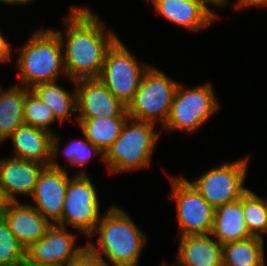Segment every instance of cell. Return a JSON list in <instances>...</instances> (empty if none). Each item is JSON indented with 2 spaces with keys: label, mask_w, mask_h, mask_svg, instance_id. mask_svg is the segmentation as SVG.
<instances>
[{
  "label": "cell",
  "mask_w": 267,
  "mask_h": 266,
  "mask_svg": "<svg viewBox=\"0 0 267 266\" xmlns=\"http://www.w3.org/2000/svg\"><path fill=\"white\" fill-rule=\"evenodd\" d=\"M96 234L97 244H94L92 239ZM147 241V235L127 211L120 206L111 205L102 214L86 243L108 266H138Z\"/></svg>",
  "instance_id": "obj_2"
},
{
  "label": "cell",
  "mask_w": 267,
  "mask_h": 266,
  "mask_svg": "<svg viewBox=\"0 0 267 266\" xmlns=\"http://www.w3.org/2000/svg\"><path fill=\"white\" fill-rule=\"evenodd\" d=\"M19 53L16 60L18 85L31 89L38 83L55 82L61 75L69 79L64 67L62 43L53 28L35 30Z\"/></svg>",
  "instance_id": "obj_3"
},
{
  "label": "cell",
  "mask_w": 267,
  "mask_h": 266,
  "mask_svg": "<svg viewBox=\"0 0 267 266\" xmlns=\"http://www.w3.org/2000/svg\"><path fill=\"white\" fill-rule=\"evenodd\" d=\"M26 249L0 215V266H25Z\"/></svg>",
  "instance_id": "obj_26"
},
{
  "label": "cell",
  "mask_w": 267,
  "mask_h": 266,
  "mask_svg": "<svg viewBox=\"0 0 267 266\" xmlns=\"http://www.w3.org/2000/svg\"><path fill=\"white\" fill-rule=\"evenodd\" d=\"M67 266H108V265L99 256L94 254L88 247H86Z\"/></svg>",
  "instance_id": "obj_28"
},
{
  "label": "cell",
  "mask_w": 267,
  "mask_h": 266,
  "mask_svg": "<svg viewBox=\"0 0 267 266\" xmlns=\"http://www.w3.org/2000/svg\"><path fill=\"white\" fill-rule=\"evenodd\" d=\"M20 243L28 249L36 243L52 225L31 203L10 201L0 214Z\"/></svg>",
  "instance_id": "obj_16"
},
{
  "label": "cell",
  "mask_w": 267,
  "mask_h": 266,
  "mask_svg": "<svg viewBox=\"0 0 267 266\" xmlns=\"http://www.w3.org/2000/svg\"><path fill=\"white\" fill-rule=\"evenodd\" d=\"M129 116L112 118L77 119L83 135L104 153L119 137Z\"/></svg>",
  "instance_id": "obj_23"
},
{
  "label": "cell",
  "mask_w": 267,
  "mask_h": 266,
  "mask_svg": "<svg viewBox=\"0 0 267 266\" xmlns=\"http://www.w3.org/2000/svg\"><path fill=\"white\" fill-rule=\"evenodd\" d=\"M0 85V143L8 140L11 134L24 123L25 94L29 90L13 84L8 89Z\"/></svg>",
  "instance_id": "obj_20"
},
{
  "label": "cell",
  "mask_w": 267,
  "mask_h": 266,
  "mask_svg": "<svg viewBox=\"0 0 267 266\" xmlns=\"http://www.w3.org/2000/svg\"><path fill=\"white\" fill-rule=\"evenodd\" d=\"M201 4L216 18H219V14L211 8H218V7H226L228 5V2L230 3V0H199ZM212 6V7H209Z\"/></svg>",
  "instance_id": "obj_30"
},
{
  "label": "cell",
  "mask_w": 267,
  "mask_h": 266,
  "mask_svg": "<svg viewBox=\"0 0 267 266\" xmlns=\"http://www.w3.org/2000/svg\"><path fill=\"white\" fill-rule=\"evenodd\" d=\"M44 165L18 157L0 158V182L10 201H19L18 195L31 197Z\"/></svg>",
  "instance_id": "obj_14"
},
{
  "label": "cell",
  "mask_w": 267,
  "mask_h": 266,
  "mask_svg": "<svg viewBox=\"0 0 267 266\" xmlns=\"http://www.w3.org/2000/svg\"><path fill=\"white\" fill-rule=\"evenodd\" d=\"M57 134L52 138L51 164L41 171L30 197L33 201L31 205L51 224H56L62 217L64 199L71 178L66 164L63 167L57 163L61 141L60 135Z\"/></svg>",
  "instance_id": "obj_11"
},
{
  "label": "cell",
  "mask_w": 267,
  "mask_h": 266,
  "mask_svg": "<svg viewBox=\"0 0 267 266\" xmlns=\"http://www.w3.org/2000/svg\"><path fill=\"white\" fill-rule=\"evenodd\" d=\"M23 115L25 124L56 134V132L51 129V124L58 120L55 118L52 109L43 103L31 89L25 94Z\"/></svg>",
  "instance_id": "obj_25"
},
{
  "label": "cell",
  "mask_w": 267,
  "mask_h": 266,
  "mask_svg": "<svg viewBox=\"0 0 267 266\" xmlns=\"http://www.w3.org/2000/svg\"><path fill=\"white\" fill-rule=\"evenodd\" d=\"M179 238L176 261L170 266H223L222 245L211 234Z\"/></svg>",
  "instance_id": "obj_18"
},
{
  "label": "cell",
  "mask_w": 267,
  "mask_h": 266,
  "mask_svg": "<svg viewBox=\"0 0 267 266\" xmlns=\"http://www.w3.org/2000/svg\"><path fill=\"white\" fill-rule=\"evenodd\" d=\"M85 139V140H84ZM74 139L69 143H66V147L63 150V154L66 157L70 166L80 167L75 174H88L86 168H84L93 157L99 156L104 162L105 153L97 146H94L89 140L86 139Z\"/></svg>",
  "instance_id": "obj_27"
},
{
  "label": "cell",
  "mask_w": 267,
  "mask_h": 266,
  "mask_svg": "<svg viewBox=\"0 0 267 266\" xmlns=\"http://www.w3.org/2000/svg\"><path fill=\"white\" fill-rule=\"evenodd\" d=\"M102 214L95 185L89 174L71 175L64 199L61 219L56 223L89 238L94 232Z\"/></svg>",
  "instance_id": "obj_8"
},
{
  "label": "cell",
  "mask_w": 267,
  "mask_h": 266,
  "mask_svg": "<svg viewBox=\"0 0 267 266\" xmlns=\"http://www.w3.org/2000/svg\"><path fill=\"white\" fill-rule=\"evenodd\" d=\"M150 1L153 3L156 14L191 32L205 30L217 20L199 0Z\"/></svg>",
  "instance_id": "obj_15"
},
{
  "label": "cell",
  "mask_w": 267,
  "mask_h": 266,
  "mask_svg": "<svg viewBox=\"0 0 267 266\" xmlns=\"http://www.w3.org/2000/svg\"><path fill=\"white\" fill-rule=\"evenodd\" d=\"M179 83L155 66L143 75L134 99L127 106L128 116L137 121L164 126Z\"/></svg>",
  "instance_id": "obj_5"
},
{
  "label": "cell",
  "mask_w": 267,
  "mask_h": 266,
  "mask_svg": "<svg viewBox=\"0 0 267 266\" xmlns=\"http://www.w3.org/2000/svg\"><path fill=\"white\" fill-rule=\"evenodd\" d=\"M265 241L251 236L222 245L223 266H265Z\"/></svg>",
  "instance_id": "obj_22"
},
{
  "label": "cell",
  "mask_w": 267,
  "mask_h": 266,
  "mask_svg": "<svg viewBox=\"0 0 267 266\" xmlns=\"http://www.w3.org/2000/svg\"><path fill=\"white\" fill-rule=\"evenodd\" d=\"M10 203V200L4 193L3 187L0 182V214L4 210V208Z\"/></svg>",
  "instance_id": "obj_32"
},
{
  "label": "cell",
  "mask_w": 267,
  "mask_h": 266,
  "mask_svg": "<svg viewBox=\"0 0 267 266\" xmlns=\"http://www.w3.org/2000/svg\"><path fill=\"white\" fill-rule=\"evenodd\" d=\"M243 215L249 233L262 238L267 234V210L265 198L250 189L243 194Z\"/></svg>",
  "instance_id": "obj_24"
},
{
  "label": "cell",
  "mask_w": 267,
  "mask_h": 266,
  "mask_svg": "<svg viewBox=\"0 0 267 266\" xmlns=\"http://www.w3.org/2000/svg\"><path fill=\"white\" fill-rule=\"evenodd\" d=\"M30 2H33L32 0H0V3L9 5V6H25V4H29Z\"/></svg>",
  "instance_id": "obj_33"
},
{
  "label": "cell",
  "mask_w": 267,
  "mask_h": 266,
  "mask_svg": "<svg viewBox=\"0 0 267 266\" xmlns=\"http://www.w3.org/2000/svg\"><path fill=\"white\" fill-rule=\"evenodd\" d=\"M169 199L175 201L180 237L211 234L215 209L202 197L188 179L169 175Z\"/></svg>",
  "instance_id": "obj_10"
},
{
  "label": "cell",
  "mask_w": 267,
  "mask_h": 266,
  "mask_svg": "<svg viewBox=\"0 0 267 266\" xmlns=\"http://www.w3.org/2000/svg\"><path fill=\"white\" fill-rule=\"evenodd\" d=\"M68 81L77 92V119L128 116L127 106L117 99L99 78Z\"/></svg>",
  "instance_id": "obj_13"
},
{
  "label": "cell",
  "mask_w": 267,
  "mask_h": 266,
  "mask_svg": "<svg viewBox=\"0 0 267 266\" xmlns=\"http://www.w3.org/2000/svg\"><path fill=\"white\" fill-rule=\"evenodd\" d=\"M240 0H236V1H234L235 3H234V7L238 10V2H239Z\"/></svg>",
  "instance_id": "obj_34"
},
{
  "label": "cell",
  "mask_w": 267,
  "mask_h": 266,
  "mask_svg": "<svg viewBox=\"0 0 267 266\" xmlns=\"http://www.w3.org/2000/svg\"><path fill=\"white\" fill-rule=\"evenodd\" d=\"M184 87L179 83L169 117L162 128L167 132L186 131L191 135L217 113L220 105L210 82Z\"/></svg>",
  "instance_id": "obj_6"
},
{
  "label": "cell",
  "mask_w": 267,
  "mask_h": 266,
  "mask_svg": "<svg viewBox=\"0 0 267 266\" xmlns=\"http://www.w3.org/2000/svg\"><path fill=\"white\" fill-rule=\"evenodd\" d=\"M52 133L23 124L8 138L12 142L14 157L38 162L49 167L52 159Z\"/></svg>",
  "instance_id": "obj_17"
},
{
  "label": "cell",
  "mask_w": 267,
  "mask_h": 266,
  "mask_svg": "<svg viewBox=\"0 0 267 266\" xmlns=\"http://www.w3.org/2000/svg\"><path fill=\"white\" fill-rule=\"evenodd\" d=\"M10 43L3 36V32H0V63L9 62L12 60V48Z\"/></svg>",
  "instance_id": "obj_29"
},
{
  "label": "cell",
  "mask_w": 267,
  "mask_h": 266,
  "mask_svg": "<svg viewBox=\"0 0 267 266\" xmlns=\"http://www.w3.org/2000/svg\"><path fill=\"white\" fill-rule=\"evenodd\" d=\"M264 7L267 6V0H240L238 2V10L251 7Z\"/></svg>",
  "instance_id": "obj_31"
},
{
  "label": "cell",
  "mask_w": 267,
  "mask_h": 266,
  "mask_svg": "<svg viewBox=\"0 0 267 266\" xmlns=\"http://www.w3.org/2000/svg\"><path fill=\"white\" fill-rule=\"evenodd\" d=\"M149 64L137 61L119 37L108 48L99 80L123 104L134 99Z\"/></svg>",
  "instance_id": "obj_7"
},
{
  "label": "cell",
  "mask_w": 267,
  "mask_h": 266,
  "mask_svg": "<svg viewBox=\"0 0 267 266\" xmlns=\"http://www.w3.org/2000/svg\"><path fill=\"white\" fill-rule=\"evenodd\" d=\"M69 10L65 30L53 29L62 43L67 78H99L106 52L118 36L89 7L74 5Z\"/></svg>",
  "instance_id": "obj_1"
},
{
  "label": "cell",
  "mask_w": 267,
  "mask_h": 266,
  "mask_svg": "<svg viewBox=\"0 0 267 266\" xmlns=\"http://www.w3.org/2000/svg\"><path fill=\"white\" fill-rule=\"evenodd\" d=\"M265 198L266 210H267V196Z\"/></svg>",
  "instance_id": "obj_36"
},
{
  "label": "cell",
  "mask_w": 267,
  "mask_h": 266,
  "mask_svg": "<svg viewBox=\"0 0 267 266\" xmlns=\"http://www.w3.org/2000/svg\"><path fill=\"white\" fill-rule=\"evenodd\" d=\"M43 266H66V265H43Z\"/></svg>",
  "instance_id": "obj_35"
},
{
  "label": "cell",
  "mask_w": 267,
  "mask_h": 266,
  "mask_svg": "<svg viewBox=\"0 0 267 266\" xmlns=\"http://www.w3.org/2000/svg\"><path fill=\"white\" fill-rule=\"evenodd\" d=\"M211 235L221 245L252 236L243 215V195L239 200L226 203L215 209Z\"/></svg>",
  "instance_id": "obj_19"
},
{
  "label": "cell",
  "mask_w": 267,
  "mask_h": 266,
  "mask_svg": "<svg viewBox=\"0 0 267 266\" xmlns=\"http://www.w3.org/2000/svg\"><path fill=\"white\" fill-rule=\"evenodd\" d=\"M248 157L232 162H222L194 180H188L202 197L214 208L237 201L249 189L247 178Z\"/></svg>",
  "instance_id": "obj_9"
},
{
  "label": "cell",
  "mask_w": 267,
  "mask_h": 266,
  "mask_svg": "<svg viewBox=\"0 0 267 266\" xmlns=\"http://www.w3.org/2000/svg\"><path fill=\"white\" fill-rule=\"evenodd\" d=\"M77 234L52 224L46 233L26 249L25 266L69 265L86 247L77 246Z\"/></svg>",
  "instance_id": "obj_12"
},
{
  "label": "cell",
  "mask_w": 267,
  "mask_h": 266,
  "mask_svg": "<svg viewBox=\"0 0 267 266\" xmlns=\"http://www.w3.org/2000/svg\"><path fill=\"white\" fill-rule=\"evenodd\" d=\"M157 126L129 118L119 137L105 152L108 173L118 175L150 168L161 135Z\"/></svg>",
  "instance_id": "obj_4"
},
{
  "label": "cell",
  "mask_w": 267,
  "mask_h": 266,
  "mask_svg": "<svg viewBox=\"0 0 267 266\" xmlns=\"http://www.w3.org/2000/svg\"><path fill=\"white\" fill-rule=\"evenodd\" d=\"M58 81L38 83L31 90L40 98V100L49 106L55 118L59 123H64L67 119L71 120V116L75 113L74 119L77 120V92L76 87L70 93L62 87Z\"/></svg>",
  "instance_id": "obj_21"
}]
</instances>
